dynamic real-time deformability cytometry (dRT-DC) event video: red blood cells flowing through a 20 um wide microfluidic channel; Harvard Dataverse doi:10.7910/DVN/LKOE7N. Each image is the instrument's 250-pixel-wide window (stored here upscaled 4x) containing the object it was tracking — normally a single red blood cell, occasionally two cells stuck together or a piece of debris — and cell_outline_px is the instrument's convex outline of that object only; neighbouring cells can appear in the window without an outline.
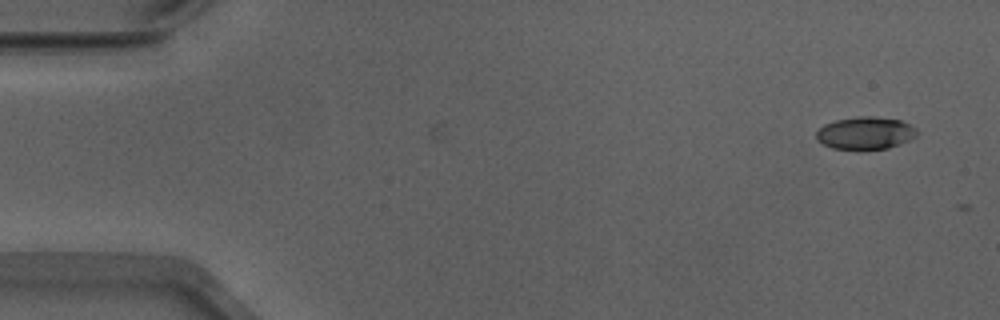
{"species": "Egyptian fruit bat (a non-hibernating species)", "species_latin": "Rousettus aegyptiacus", "temperature_condition": "warm", "stored_images_in_passage": 3, "camera_frame_rate_fps": 3000, "um_per_image_px": 0.085, "animal": {"sex": "male"}, "frame": {"image": 1, "passage_image": 3, "time_ms": 0.667, "image_size_px": [1000, 320], "cell_outline_px": [[916, 136], [900, 144], [888, 148], [832, 148], [824, 144], [816, 136], [816, 132], [824, 124], [836, 120], [856, 116], [876, 116], [900, 120], [916, 128]], "centroid_in_image_um": [73.56, 11.28], "position_along_channel_um": 11.4, "area_um2": 18.67}}